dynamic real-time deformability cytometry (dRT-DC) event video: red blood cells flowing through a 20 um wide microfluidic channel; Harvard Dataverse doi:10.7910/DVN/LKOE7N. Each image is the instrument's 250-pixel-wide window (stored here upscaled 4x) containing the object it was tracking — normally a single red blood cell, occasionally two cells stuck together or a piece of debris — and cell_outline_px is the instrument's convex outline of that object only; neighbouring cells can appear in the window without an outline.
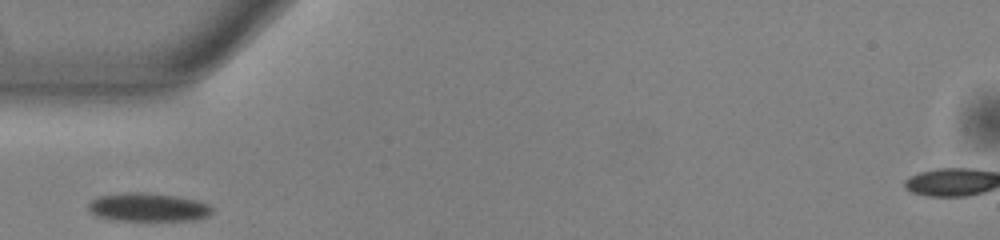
{"species": "common noctule bat (a hibernating species)", "species_latin": "Nyctalus noctula", "temperature_condition": "warm", "stored_images_in_passage": 1, "camera_frame_rate_fps": 3000, "um_per_image_px": 0.085, "animal": {"sex": "male", "body_mass_g": 13.0, "forearm_length_mm": 53.1}, "frame": {"image": 1, "passage_image": 1, "time_ms": 0.0, "image_size_px": [1000, 240], "cell_outline_px": [[212, 212], [208, 216], [196, 220], [112, 220], [96, 216], [88, 208], [88, 204], [92, 200], [100, 196], [176, 196], [196, 200], [208, 204], [212, 208]], "centroid_in_image_um": [12.66, 17.69], "position_along_channel_um": 72.3, "area_um2": 19.07}}